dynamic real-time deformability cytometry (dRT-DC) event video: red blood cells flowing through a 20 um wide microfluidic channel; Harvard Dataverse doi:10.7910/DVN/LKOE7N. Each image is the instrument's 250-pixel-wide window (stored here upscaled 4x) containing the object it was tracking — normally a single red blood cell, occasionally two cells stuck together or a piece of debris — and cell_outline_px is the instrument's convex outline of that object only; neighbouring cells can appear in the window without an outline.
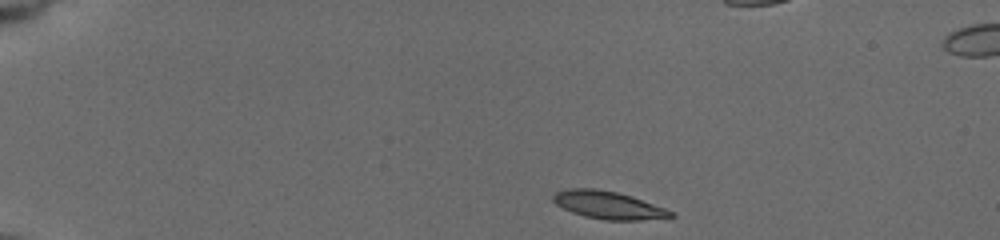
{"species": "common noctule bat (a hibernating species)", "species_latin": "Nyctalus noctula", "temperature_condition": "cold", "stored_images_in_passage": 46, "camera_frame_rate_fps": 3000, "um_per_image_px": 0.085, "animal": {"sex": "female", "body_mass_g": 19.5, "forearm_length_mm": 54.1}, "frame": {"image": 1, "passage_image": 1, "time_ms": 0.0, "image_size_px": [1000, 240], "cell_outline_px": [[676, 216], [640, 220], [604, 220], [584, 216], [572, 212], [556, 204], [552, 200], [552, 196], [556, 192], [568, 188], [596, 188], [616, 192], [632, 196], [676, 212]], "centroid_in_image_um": [51.71, 17.43], "position_along_channel_um": 33.3, "area_um2": 19.02}}
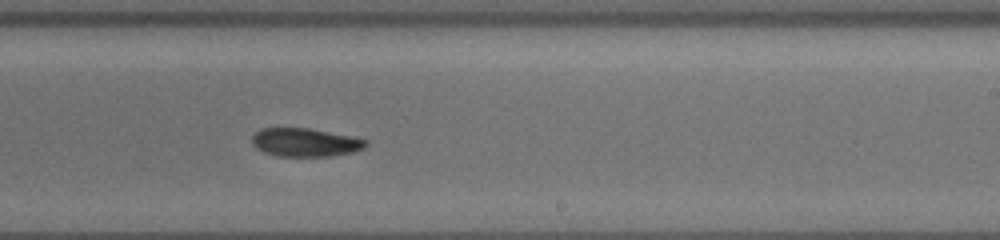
{"frame": {"image": 2, "passage_image": 26, "time_ms": 8.333, "image_size_px": [1000, 240], "cell_outline_px": [[368, 144], [364, 148], [352, 152], [332, 156], [276, 156], [264, 152], [256, 148], [252, 144], [252, 136], [260, 128], [308, 128], [352, 136], [368, 140]], "centroid_in_image_um": [25.94, 12.1], "position_along_channel_um": 263.1, "area_um2": 18.9}}
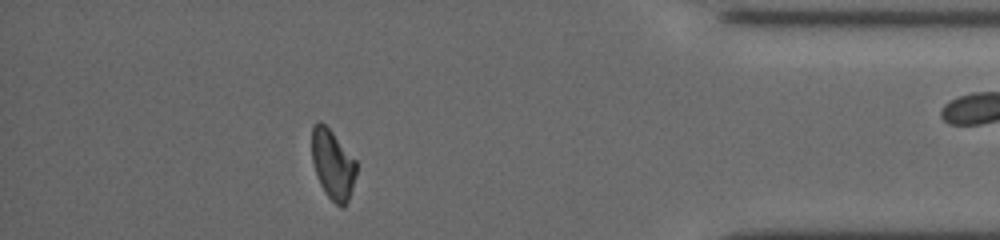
{"frame": {"image": 3, "passage_image": 40, "time_ms": 13.0, "image_size_px": [1000, 240], "cell_outline_px": [[356, 172], [352, 188], [348, 200], [344, 208], [340, 208], [324, 192], [320, 184], [312, 160], [312, 128], [320, 120], [332, 132], [356, 160]], "centroid_in_image_um": [28.29, 14.0], "position_along_channel_um": 406.9, "area_um2": 17.8}, "authors_computed_cell_mechanics": {"area_um2": 18.9295, "velocity_mm_per_s": 3.7529, "shape_relaxation_time_tau1_ms": 6.5029, "shape_relaxation_time_tau2_ms": null, "deformation_change_tau1": 0.1679, "deformation_change_tau2": null}}